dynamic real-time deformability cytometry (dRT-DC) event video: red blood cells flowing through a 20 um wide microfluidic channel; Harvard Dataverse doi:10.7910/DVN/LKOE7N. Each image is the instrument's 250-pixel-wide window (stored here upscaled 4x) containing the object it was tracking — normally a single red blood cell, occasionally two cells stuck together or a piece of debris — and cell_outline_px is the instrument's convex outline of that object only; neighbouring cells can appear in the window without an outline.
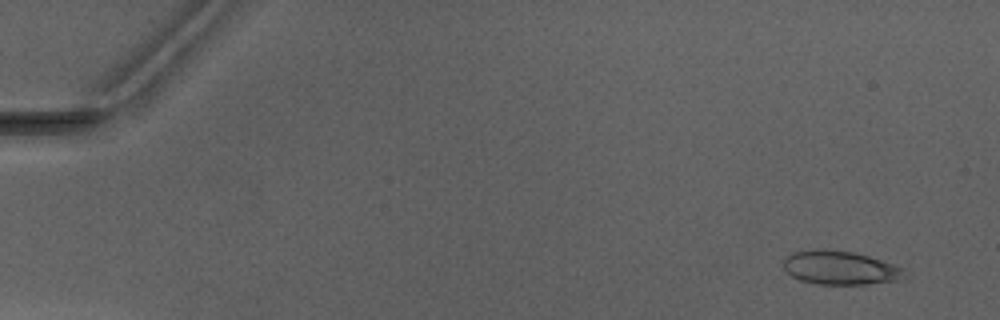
{"species": "Egyptian fruit bat (a non-hibernating species)", "species_latin": "Rousettus aegyptiacus", "temperature_condition": "warm", "stored_images_in_passage": 5, "camera_frame_rate_fps": 3000, "um_per_image_px": 0.085, "animal": {"sex": "male"}, "frame": {"image": 1, "passage_image": 1, "time_ms": 0.0, "image_size_px": [1000, 320], "cell_outline_px": [[904, 268], [900, 280], [868, 284], [816, 284], [800, 280], [792, 276], [784, 268], [784, 256], [792, 252], [820, 248], [852, 252], [868, 256]], "centroid_in_image_um": [71.35, 22.75], "position_along_channel_um": 13.7, "area_um2": 23.64}}
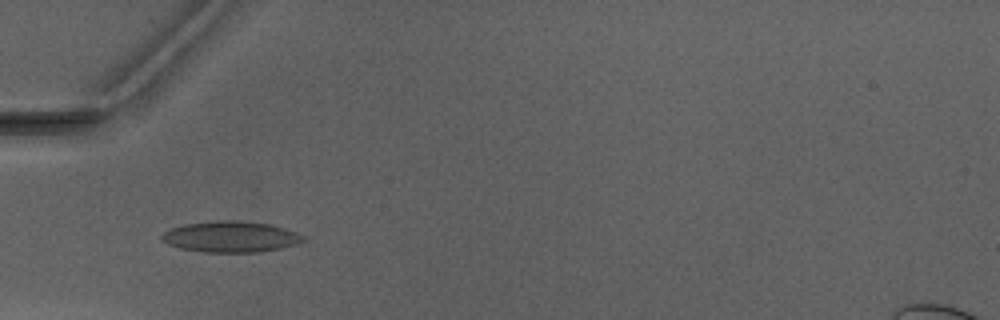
{"frame": {"image": 2, "passage_image": 4, "time_ms": 4.667, "image_size_px": [1000, 320], "cell_outline_px": [[304, 240], [296, 244], [280, 248], [260, 252], [204, 252], [180, 248], [168, 244], [160, 236], [164, 232], [172, 228], [184, 224], [220, 220], [236, 220], [268, 224], [284, 228], [296, 232], [304, 236]], "centroid_in_image_um": [19.61, 20.12], "position_along_channel_um": 65.4, "area_um2": 25.32}}